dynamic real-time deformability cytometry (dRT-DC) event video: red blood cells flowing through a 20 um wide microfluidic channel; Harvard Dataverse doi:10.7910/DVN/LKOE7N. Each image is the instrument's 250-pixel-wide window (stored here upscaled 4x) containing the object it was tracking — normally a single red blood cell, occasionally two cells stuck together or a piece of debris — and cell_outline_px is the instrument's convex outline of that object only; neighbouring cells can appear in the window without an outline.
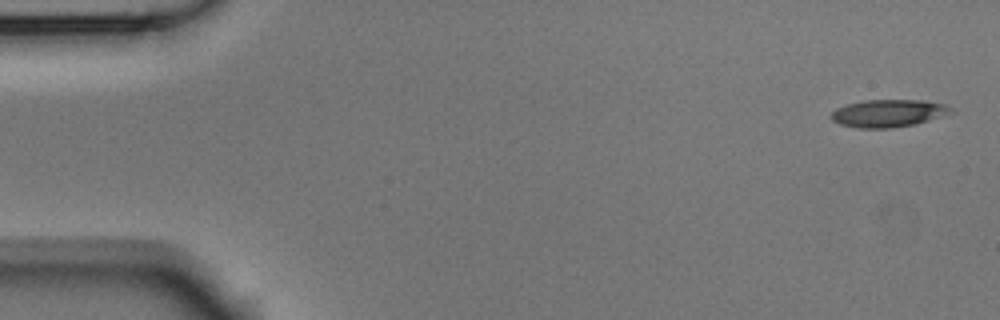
{"species": "Egyptian fruit bat (a non-hibernating species)", "species_latin": "Rousettus aegyptiacus", "temperature_condition": "room temperature", "stored_images_in_passage": 5, "camera_frame_rate_fps": 3000, "um_per_image_px": 0.085, "animal": {"sex": "male"}, "frame": {"image": 1, "passage_image": 1, "time_ms": 0.0, "image_size_px": [1000, 320], "cell_outline_px": [[956, 112], [916, 124], [892, 128], [856, 128], [840, 124], [832, 120], [828, 116], [836, 108], [848, 104], [864, 100], [924, 100], [948, 104], [956, 108]], "centroid_in_image_um": [75.58, 9.62], "position_along_channel_um": 9.4, "area_um2": 19.65}}
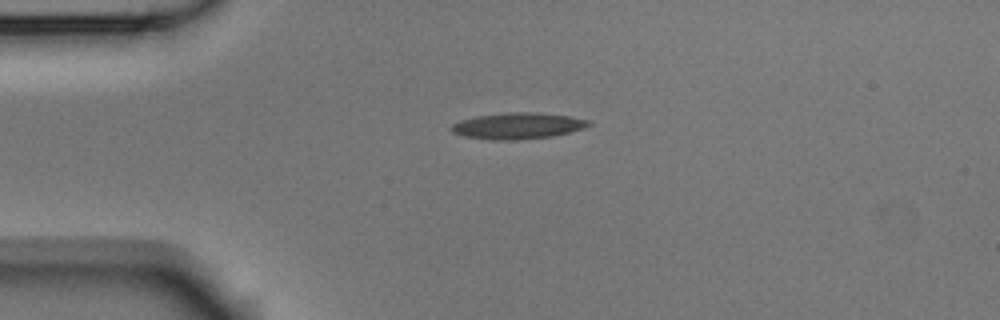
{"frame": {"image": 2, "passage_image": 4, "time_ms": 1.0, "image_size_px": [1000, 320], "cell_outline_px": [[592, 124], [584, 128], [552, 136], [516, 140], [492, 140], [464, 136], [452, 132], [448, 128], [452, 124], [460, 120], [476, 116], [508, 112], [536, 112], [572, 116], [588, 120]], "centroid_in_image_um": [43.99, 10.69], "position_along_channel_um": 41.0, "area_um2": 21.1}}